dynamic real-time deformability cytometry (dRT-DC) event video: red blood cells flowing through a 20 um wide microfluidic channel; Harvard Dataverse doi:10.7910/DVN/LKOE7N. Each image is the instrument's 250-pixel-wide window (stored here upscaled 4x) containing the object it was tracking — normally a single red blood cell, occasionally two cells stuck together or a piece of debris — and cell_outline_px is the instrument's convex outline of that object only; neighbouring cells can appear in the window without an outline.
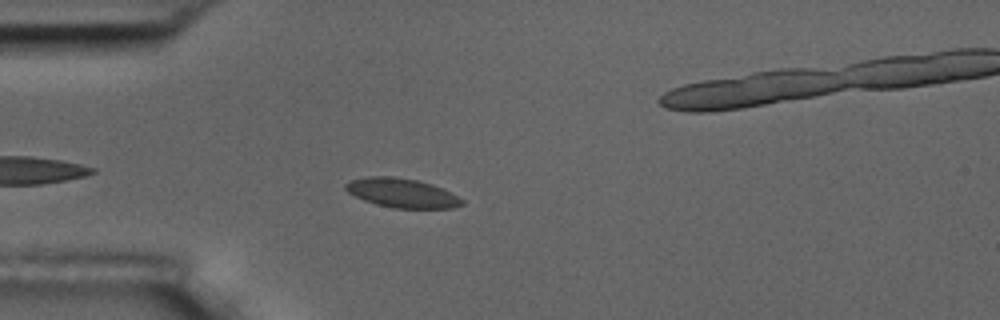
{"species": "common noctule bat (a hibernating species)", "species_latin": "Nyctalus noctula", "temperature_condition": "room temperature", "stored_images_in_passage": 5, "camera_frame_rate_fps": 3000, "um_per_image_px": 0.085, "animal": {"sex": "male", "body_mass_g": 17.5, "forearm_length_mm": 52.3}, "frame": {"image": 1, "passage_image": 4, "time_ms": 3.333, "image_size_px": [1000, 320], "cell_outline_px": [[464, 204], [452, 208], [392, 208], [376, 204], [364, 200], [348, 192], [344, 188], [344, 184], [348, 180], [368, 176], [392, 176], [416, 180], [432, 184], [464, 200]], "centroid_in_image_um": [34.11, 16.4], "position_along_channel_um": 50.9, "area_um2": 19.71}}